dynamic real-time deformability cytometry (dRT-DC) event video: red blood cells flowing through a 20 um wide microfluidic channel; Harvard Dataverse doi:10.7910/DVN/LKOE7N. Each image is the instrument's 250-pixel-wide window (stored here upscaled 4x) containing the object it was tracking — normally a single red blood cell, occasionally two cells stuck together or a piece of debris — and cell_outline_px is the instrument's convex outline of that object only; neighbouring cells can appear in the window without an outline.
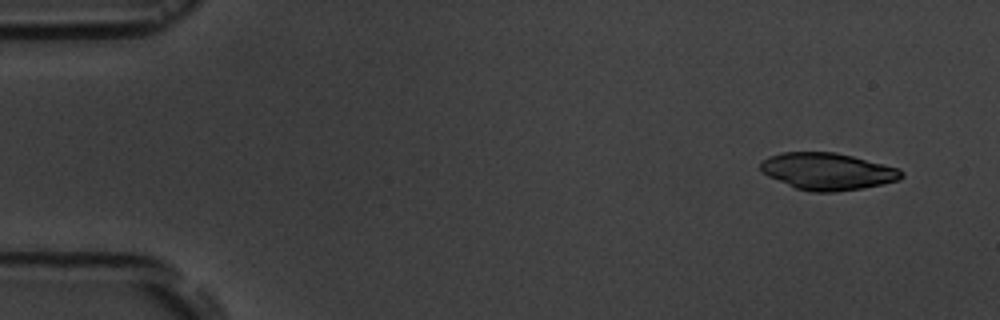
{"species": "common noctule bat (a hibernating species)", "species_latin": "Nyctalus noctula", "temperature_condition": "room temperature", "stored_images_in_passage": 14, "camera_frame_rate_fps": 3000, "um_per_image_px": 0.085, "animal": {"sex": "male", "body_mass_g": 19.5, "forearm_length_mm": 54.6}, "frame": {"image": 1, "passage_image": 1, "time_ms": 0.0, "image_size_px": [1000, 320], "cell_outline_px": [[904, 176], [900, 180], [860, 188], [836, 192], [812, 192], [796, 188], [768, 176], [760, 172], [760, 164], [768, 156], [780, 152], [836, 152], [900, 168], [904, 172]], "centroid_in_image_um": [70.34, 14.56], "position_along_channel_um": 14.7, "area_um2": 30.4}}